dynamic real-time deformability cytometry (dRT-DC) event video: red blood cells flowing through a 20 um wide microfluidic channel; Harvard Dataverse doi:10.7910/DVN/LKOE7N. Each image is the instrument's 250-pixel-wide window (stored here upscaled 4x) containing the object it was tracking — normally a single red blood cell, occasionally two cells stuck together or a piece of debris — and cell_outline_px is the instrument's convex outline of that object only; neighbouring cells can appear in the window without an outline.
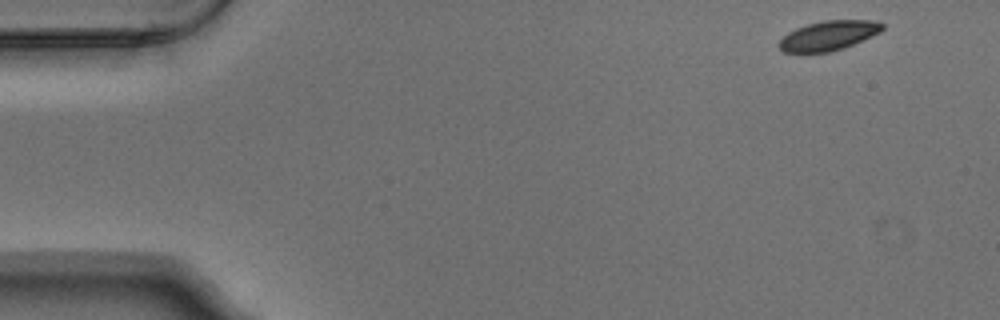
{"species": "Egyptian fruit bat (a non-hibernating species)", "species_latin": "Rousettus aegyptiacus", "temperature_condition": "warm", "stored_images_in_passage": 5, "camera_frame_rate_fps": 3000, "um_per_image_px": 0.085, "animal": {"sex": "male"}, "frame": {"image": 1, "passage_image": 1, "time_ms": 0.0, "image_size_px": [1000, 320], "cell_outline_px": [[884, 28], [880, 32], [872, 36], [844, 48], [828, 52], [784, 52], [776, 44], [788, 32], [796, 28], [808, 24], [824, 20], [876, 20], [884, 24]], "centroid_in_image_um": [70.44, 3.02], "position_along_channel_um": 14.6, "area_um2": 17.8}}